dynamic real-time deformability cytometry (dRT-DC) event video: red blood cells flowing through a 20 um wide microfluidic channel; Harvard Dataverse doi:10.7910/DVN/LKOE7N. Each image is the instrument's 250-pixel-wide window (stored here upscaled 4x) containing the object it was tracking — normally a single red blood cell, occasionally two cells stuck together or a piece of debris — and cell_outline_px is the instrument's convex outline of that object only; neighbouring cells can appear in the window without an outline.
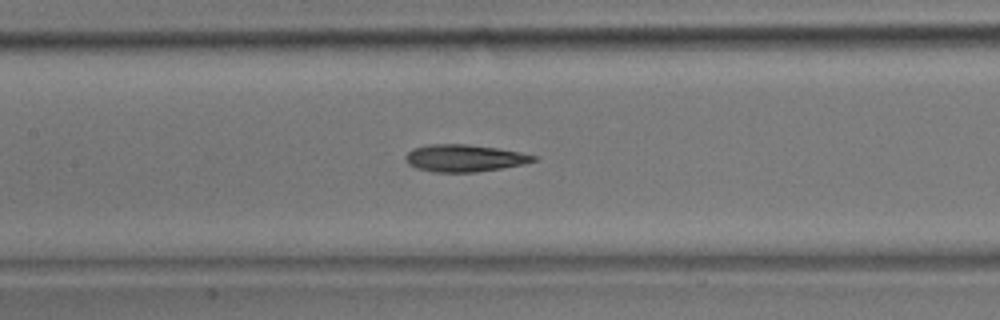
{"species": "common noctule bat (a hibernating species)", "species_latin": "Nyctalus noctula", "temperature_condition": "room temperature", "stored_images_in_passage": 25, "camera_frame_rate_fps": 3000, "um_per_image_px": 0.085, "animal": {"sex": "male", "body_mass_g": 17.9}, "frame": {"image": 1, "passage_image": 11, "time_ms": 3.333, "image_size_px": [1000, 320], "cell_outline_px": [[536, 160], [524, 164], [476, 172], [432, 172], [416, 168], [408, 164], [404, 160], [404, 156], [412, 148], [428, 144], [468, 144], [496, 148], [520, 152], [536, 156]], "centroid_in_image_um": [39.41, 13.44], "position_along_channel_um": 168.0, "area_um2": 20.29}}
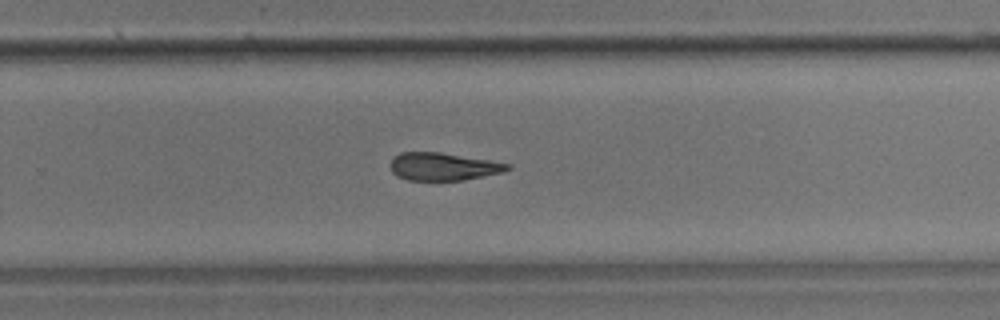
{"frame": {"image": 2, "passage_image": 18, "time_ms": 5.667, "image_size_px": [1000, 320], "cell_outline_px": [[512, 168], [500, 172], [460, 180], [408, 180], [396, 176], [392, 172], [388, 164], [392, 156], [400, 152], [440, 152], [512, 164]], "centroid_in_image_um": [37.57, 14.14], "position_along_channel_um": 292.2, "area_um2": 18.9}}